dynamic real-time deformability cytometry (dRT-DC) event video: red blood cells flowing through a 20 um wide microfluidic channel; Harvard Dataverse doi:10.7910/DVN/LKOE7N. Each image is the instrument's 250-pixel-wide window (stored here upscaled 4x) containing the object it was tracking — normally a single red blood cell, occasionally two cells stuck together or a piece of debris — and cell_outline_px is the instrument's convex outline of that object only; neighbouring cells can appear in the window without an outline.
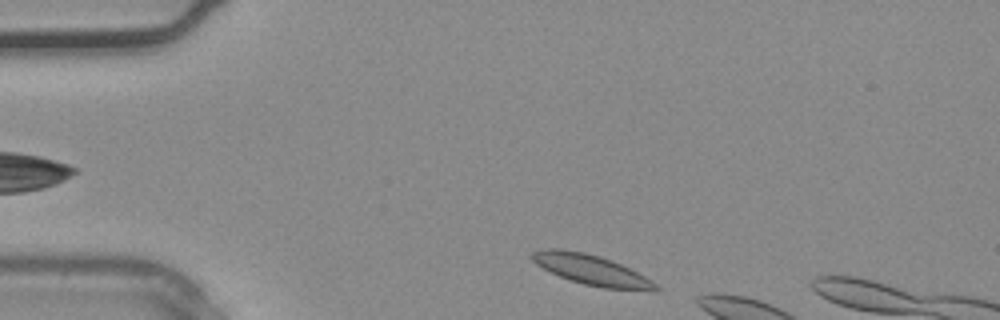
{"species": "common noctule bat (a hibernating species)", "species_latin": "Nyctalus noctula", "temperature_condition": "warm", "stored_images_in_passage": 5, "camera_frame_rate_fps": 3000, "um_per_image_px": 0.085, "animal": {"sex": "male", "body_mass_g": 20.4}, "frame": {"image": 1, "passage_image": 2, "time_ms": 0.333, "image_size_px": [1000, 320], "cell_outline_px": [[660, 288], [656, 292], [600, 288], [568, 280], [536, 264], [528, 256], [532, 252], [540, 248], [560, 248], [584, 252], [600, 256], [612, 260], [652, 280]], "centroid_in_image_um": [50.27, 22.95], "position_along_channel_um": 34.7, "area_um2": 22.14}}